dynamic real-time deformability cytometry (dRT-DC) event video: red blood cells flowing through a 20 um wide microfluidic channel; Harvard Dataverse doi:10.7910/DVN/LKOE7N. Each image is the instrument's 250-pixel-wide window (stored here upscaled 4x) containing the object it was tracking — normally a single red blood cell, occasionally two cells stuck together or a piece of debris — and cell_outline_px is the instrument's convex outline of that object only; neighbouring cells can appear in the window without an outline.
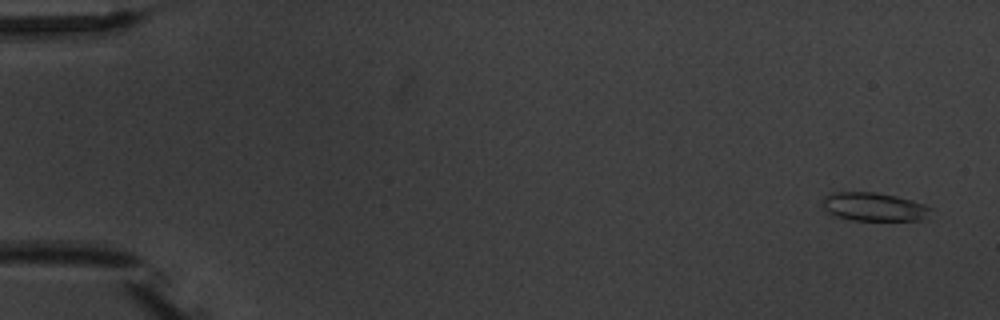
{"species": "common noctule bat (a hibernating species)", "species_latin": "Nyctalus noctula", "temperature_condition": "warm", "stored_images_in_passage": 4, "camera_frame_rate_fps": 3000, "um_per_image_px": 0.085, "animal": {"sex": "male", "body_mass_g": 20.1, "forearm_length_mm": 53.5}, "frame": {"image": 1, "passage_image": 1, "time_ms": 0.0, "image_size_px": [1000, 320], "cell_outline_px": [[932, 208], [924, 220], [852, 220], [836, 216], [828, 212], [820, 204], [824, 196], [832, 192], [876, 192], [896, 196], [912, 200], [924, 204]], "centroid_in_image_um": [74.26, 17.57], "position_along_channel_um": 10.7, "area_um2": 18.03}}